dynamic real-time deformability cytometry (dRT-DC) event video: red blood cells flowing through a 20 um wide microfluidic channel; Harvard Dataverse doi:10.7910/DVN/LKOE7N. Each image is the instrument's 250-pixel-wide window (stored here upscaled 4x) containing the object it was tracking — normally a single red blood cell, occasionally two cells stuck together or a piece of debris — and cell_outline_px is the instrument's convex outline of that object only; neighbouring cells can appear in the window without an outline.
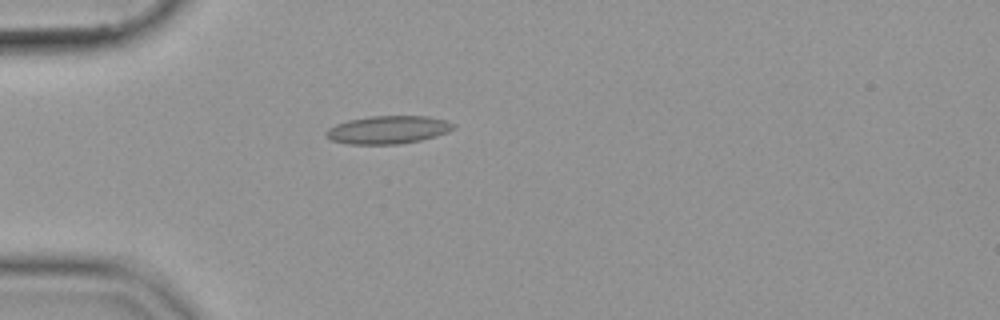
{"species": "common noctule bat (a hibernating species)", "species_latin": "Nyctalus noctula", "temperature_condition": "cold", "stored_images_in_passage": 40, "camera_frame_rate_fps": 3000, "um_per_image_px": 0.085, "animal": {"sex": "female", "body_mass_g": 19.9}, "frame": {"image": 1, "passage_image": 1, "time_ms": 0.0, "image_size_px": [1000, 320], "cell_outline_px": [[456, 128], [448, 132], [436, 136], [420, 140], [400, 144], [348, 144], [332, 140], [324, 136], [324, 132], [328, 128], [336, 124], [348, 120], [368, 116], [428, 116], [448, 120], [456, 124]], "centroid_in_image_um": [33.0, 11.02], "position_along_channel_um": 52.0, "area_um2": 21.04}}
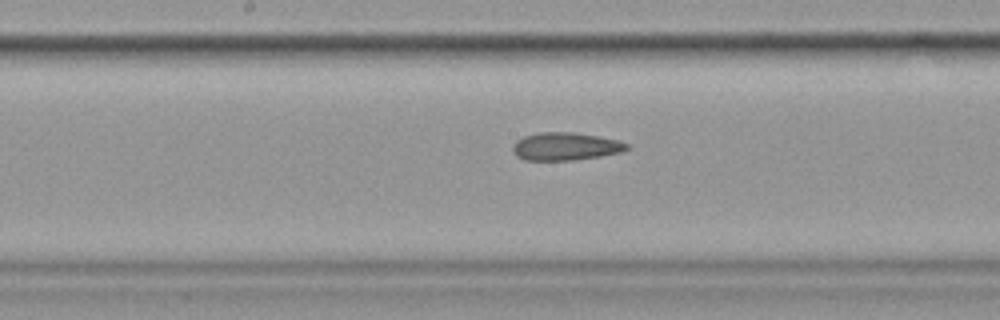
{"frame": {"image": 2, "passage_image": 14, "time_ms": 4.333, "image_size_px": [1000, 320], "cell_outline_px": [[632, 148], [624, 152], [600, 156], [572, 160], [524, 160], [516, 156], [512, 152], [512, 144], [516, 140], [524, 136], [536, 132], [576, 132], [620, 140], [628, 144]], "centroid_in_image_um": [48.08, 12.44], "position_along_channel_um": 200.1, "area_um2": 18.9}}
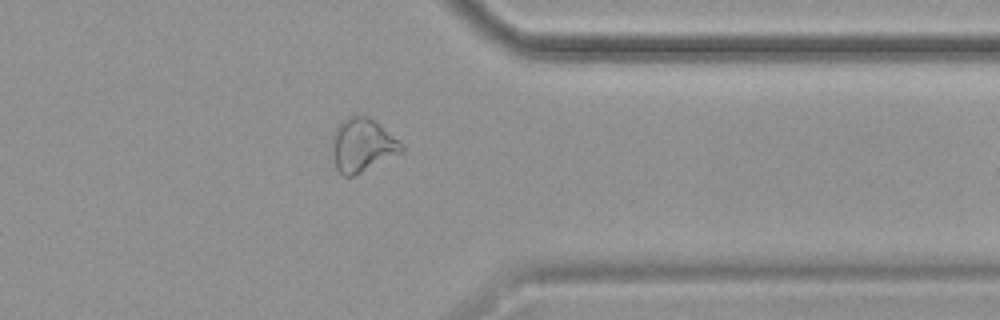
{"frame": {"image": 3, "passage_image": 29, "time_ms": 9.333, "image_size_px": [1000, 320], "cell_outline_px": [[404, 152], [352, 176], [344, 176], [336, 168], [332, 152], [332, 132], [336, 124], [340, 120], [348, 116], [368, 116], [404, 144]], "centroid_in_image_um": [30.78, 12.32], "position_along_channel_um": 380.6, "area_um2": 21.73}}